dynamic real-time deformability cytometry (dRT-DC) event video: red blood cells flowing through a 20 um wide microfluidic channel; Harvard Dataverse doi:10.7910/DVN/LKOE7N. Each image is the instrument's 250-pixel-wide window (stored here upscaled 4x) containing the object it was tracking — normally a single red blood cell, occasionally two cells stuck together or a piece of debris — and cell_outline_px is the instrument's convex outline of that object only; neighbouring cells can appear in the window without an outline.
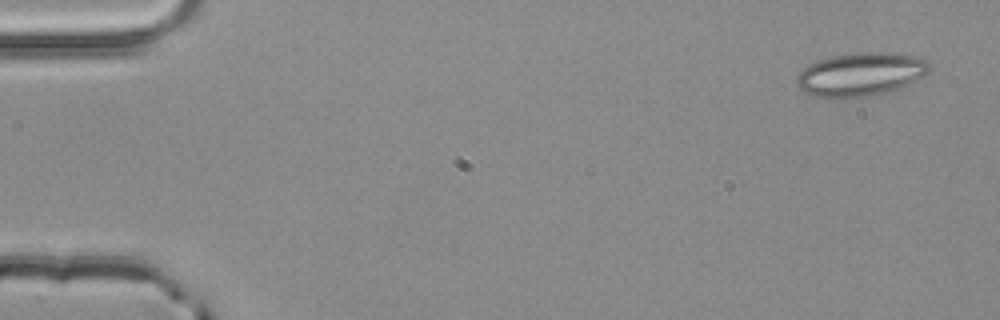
{"species": "common noctule bat (a hibernating species)", "species_latin": "Nyctalus noctula", "temperature_condition": "room temperature", "stored_images_in_passage": 4, "camera_frame_rate_fps": 3000, "um_per_image_px": 0.085, "animal": {"sex": "male", "body_mass_g": 20.4}, "frame": {"image": 1, "passage_image": 1, "time_ms": 0.0, "image_size_px": [1000, 320], "cell_outline_px": [[932, 68], [928, 72], [908, 84], [900, 88], [888, 92], [868, 96], [840, 100], [832, 100], [812, 96], [804, 92], [796, 84], [796, 76], [808, 64], [816, 60], [832, 56], [860, 52], [888, 52], [916, 56], [928, 60]], "centroid_in_image_um": [73.12, 6.34], "position_along_channel_um": 11.9, "area_um2": 34.33}}